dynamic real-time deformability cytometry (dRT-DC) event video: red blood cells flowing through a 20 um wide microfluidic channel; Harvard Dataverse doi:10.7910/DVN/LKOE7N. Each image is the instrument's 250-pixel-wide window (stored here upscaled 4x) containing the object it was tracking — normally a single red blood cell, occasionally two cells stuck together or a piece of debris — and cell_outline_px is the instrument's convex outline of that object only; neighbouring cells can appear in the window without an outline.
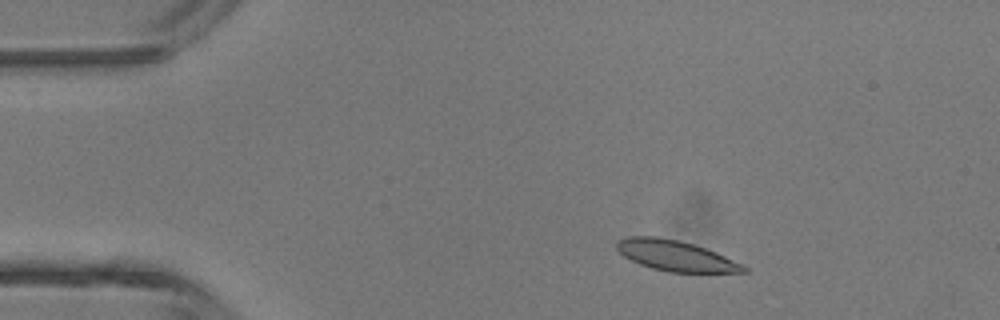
{"species": "common noctule bat (a hibernating species)", "species_latin": "Nyctalus noctula", "temperature_condition": "room temperature", "stored_images_in_passage": 3, "camera_frame_rate_fps": 3000, "um_per_image_px": 0.085, "animal": {"sex": "male", "body_mass_g": 13.3}, "frame": {"image": 1, "passage_image": 2, "time_ms": 1.333, "image_size_px": [1000, 320], "cell_outline_px": [[748, 272], [668, 272], [652, 268], [640, 264], [624, 256], [616, 248], [616, 240], [628, 236], [656, 236], [680, 240], [716, 252], [744, 264], [748, 268]], "centroid_in_image_um": [57.43, 21.73], "position_along_channel_um": 27.6, "area_um2": 22.6}}